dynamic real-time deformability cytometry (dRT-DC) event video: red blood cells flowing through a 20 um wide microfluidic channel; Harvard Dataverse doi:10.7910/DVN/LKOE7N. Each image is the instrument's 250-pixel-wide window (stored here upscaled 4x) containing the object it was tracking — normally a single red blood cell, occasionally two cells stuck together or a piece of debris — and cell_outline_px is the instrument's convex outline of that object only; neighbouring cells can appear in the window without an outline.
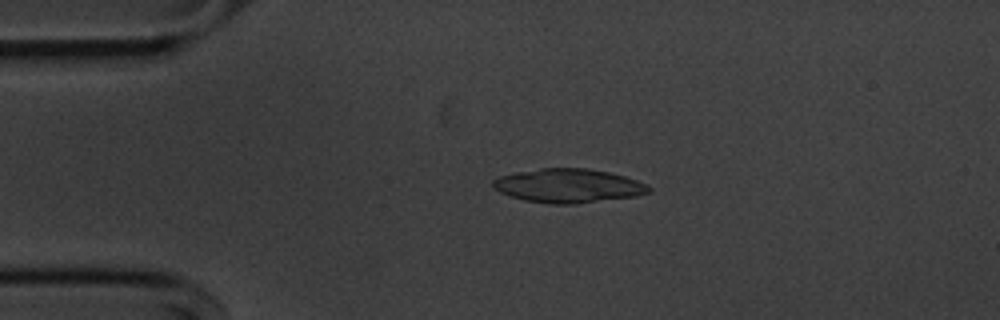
{"species": "common noctule bat (a hibernating species)", "species_latin": "Nyctalus noctula", "temperature_condition": "cold", "stored_images_in_passage": 54, "camera_frame_rate_fps": 3000, "um_per_image_px": 0.085, "animal": {"sex": "male", "body_mass_g": 20.1, "forearm_length_mm": 53.5}, "frame": {"image": 1, "passage_image": 11, "time_ms": 3.333, "image_size_px": [1000, 320], "cell_outline_px": [[652, 192], [636, 196], [576, 204], [548, 204], [524, 200], [500, 192], [492, 184], [492, 180], [500, 176], [516, 172], [540, 168], [588, 168], [608, 172], [624, 176], [648, 184], [652, 188]], "centroid_in_image_um": [48.34, 15.79], "position_along_channel_um": 36.7, "area_um2": 30.87}}